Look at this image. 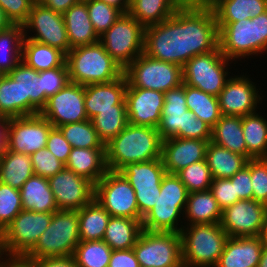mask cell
I'll list each match as a JSON object with an SVG mask.
<instances>
[{"mask_svg":"<svg viewBox=\"0 0 267 267\" xmlns=\"http://www.w3.org/2000/svg\"><path fill=\"white\" fill-rule=\"evenodd\" d=\"M218 37L221 53L234 66L237 60L262 56L267 53V11L250 19L218 24Z\"/></svg>","mask_w":267,"mask_h":267,"instance_id":"277c9868","label":"cell"},{"mask_svg":"<svg viewBox=\"0 0 267 267\" xmlns=\"http://www.w3.org/2000/svg\"><path fill=\"white\" fill-rule=\"evenodd\" d=\"M135 191L140 220L154 207L166 174L162 159L130 163L119 171Z\"/></svg>","mask_w":267,"mask_h":267,"instance_id":"2e32d148","label":"cell"},{"mask_svg":"<svg viewBox=\"0 0 267 267\" xmlns=\"http://www.w3.org/2000/svg\"><path fill=\"white\" fill-rule=\"evenodd\" d=\"M12 267H29V265L26 262L19 259Z\"/></svg>","mask_w":267,"mask_h":267,"instance_id":"003e7915","label":"cell"},{"mask_svg":"<svg viewBox=\"0 0 267 267\" xmlns=\"http://www.w3.org/2000/svg\"><path fill=\"white\" fill-rule=\"evenodd\" d=\"M262 236L267 239V207L265 211V227Z\"/></svg>","mask_w":267,"mask_h":267,"instance_id":"a7ac6f4b","label":"cell"},{"mask_svg":"<svg viewBox=\"0 0 267 267\" xmlns=\"http://www.w3.org/2000/svg\"><path fill=\"white\" fill-rule=\"evenodd\" d=\"M249 76L244 72H241V75L231 74L217 96L222 115L243 117L255 113L259 110V105H263L264 96L261 94L263 91L259 92L256 82Z\"/></svg>","mask_w":267,"mask_h":267,"instance_id":"ac0fdd59","label":"cell"},{"mask_svg":"<svg viewBox=\"0 0 267 267\" xmlns=\"http://www.w3.org/2000/svg\"><path fill=\"white\" fill-rule=\"evenodd\" d=\"M258 267H267V239L264 241V246L261 252Z\"/></svg>","mask_w":267,"mask_h":267,"instance_id":"03108f58","label":"cell"},{"mask_svg":"<svg viewBox=\"0 0 267 267\" xmlns=\"http://www.w3.org/2000/svg\"><path fill=\"white\" fill-rule=\"evenodd\" d=\"M52 124L41 114L9 119L6 149L31 155L45 148Z\"/></svg>","mask_w":267,"mask_h":267,"instance_id":"d6986e66","label":"cell"},{"mask_svg":"<svg viewBox=\"0 0 267 267\" xmlns=\"http://www.w3.org/2000/svg\"><path fill=\"white\" fill-rule=\"evenodd\" d=\"M9 117L0 115V157L6 148V136Z\"/></svg>","mask_w":267,"mask_h":267,"instance_id":"94428289","label":"cell"},{"mask_svg":"<svg viewBox=\"0 0 267 267\" xmlns=\"http://www.w3.org/2000/svg\"><path fill=\"white\" fill-rule=\"evenodd\" d=\"M72 148H105L91 120L74 122L58 127Z\"/></svg>","mask_w":267,"mask_h":267,"instance_id":"ee69618b","label":"cell"},{"mask_svg":"<svg viewBox=\"0 0 267 267\" xmlns=\"http://www.w3.org/2000/svg\"><path fill=\"white\" fill-rule=\"evenodd\" d=\"M22 61L41 72L62 67L66 62V55L49 45L24 38Z\"/></svg>","mask_w":267,"mask_h":267,"instance_id":"d590c367","label":"cell"},{"mask_svg":"<svg viewBox=\"0 0 267 267\" xmlns=\"http://www.w3.org/2000/svg\"><path fill=\"white\" fill-rule=\"evenodd\" d=\"M252 199L267 205V158L251 159Z\"/></svg>","mask_w":267,"mask_h":267,"instance_id":"681fc988","label":"cell"},{"mask_svg":"<svg viewBox=\"0 0 267 267\" xmlns=\"http://www.w3.org/2000/svg\"><path fill=\"white\" fill-rule=\"evenodd\" d=\"M187 197L188 191L179 177L166 173L154 207L142 219V229L180 233L184 226L181 217H184Z\"/></svg>","mask_w":267,"mask_h":267,"instance_id":"52a82bcc","label":"cell"},{"mask_svg":"<svg viewBox=\"0 0 267 267\" xmlns=\"http://www.w3.org/2000/svg\"><path fill=\"white\" fill-rule=\"evenodd\" d=\"M205 160L213 178H231L249 161L247 157L233 153L212 141L208 143Z\"/></svg>","mask_w":267,"mask_h":267,"instance_id":"e575fe53","label":"cell"},{"mask_svg":"<svg viewBox=\"0 0 267 267\" xmlns=\"http://www.w3.org/2000/svg\"><path fill=\"white\" fill-rule=\"evenodd\" d=\"M22 210L20 190L0 182V234Z\"/></svg>","mask_w":267,"mask_h":267,"instance_id":"7dc6e473","label":"cell"},{"mask_svg":"<svg viewBox=\"0 0 267 267\" xmlns=\"http://www.w3.org/2000/svg\"><path fill=\"white\" fill-rule=\"evenodd\" d=\"M209 141L172 137L162 141L161 159L166 173L176 174L183 168L205 160Z\"/></svg>","mask_w":267,"mask_h":267,"instance_id":"cb8c5ba5","label":"cell"},{"mask_svg":"<svg viewBox=\"0 0 267 267\" xmlns=\"http://www.w3.org/2000/svg\"><path fill=\"white\" fill-rule=\"evenodd\" d=\"M108 267H140L133 248L113 250Z\"/></svg>","mask_w":267,"mask_h":267,"instance_id":"6f0895ef","label":"cell"},{"mask_svg":"<svg viewBox=\"0 0 267 267\" xmlns=\"http://www.w3.org/2000/svg\"><path fill=\"white\" fill-rule=\"evenodd\" d=\"M111 215L93 199L78 210L80 241L103 240Z\"/></svg>","mask_w":267,"mask_h":267,"instance_id":"8d00e7d4","label":"cell"},{"mask_svg":"<svg viewBox=\"0 0 267 267\" xmlns=\"http://www.w3.org/2000/svg\"><path fill=\"white\" fill-rule=\"evenodd\" d=\"M267 205L253 199H241L222 210L220 225L229 237L261 236Z\"/></svg>","mask_w":267,"mask_h":267,"instance_id":"ffe728a7","label":"cell"},{"mask_svg":"<svg viewBox=\"0 0 267 267\" xmlns=\"http://www.w3.org/2000/svg\"><path fill=\"white\" fill-rule=\"evenodd\" d=\"M142 220L127 217H111L103 241L112 250H127L134 247L141 231Z\"/></svg>","mask_w":267,"mask_h":267,"instance_id":"836d02e7","label":"cell"},{"mask_svg":"<svg viewBox=\"0 0 267 267\" xmlns=\"http://www.w3.org/2000/svg\"><path fill=\"white\" fill-rule=\"evenodd\" d=\"M221 216L222 209L210 190L188 193L184 226L220 223Z\"/></svg>","mask_w":267,"mask_h":267,"instance_id":"f1b7e54d","label":"cell"},{"mask_svg":"<svg viewBox=\"0 0 267 267\" xmlns=\"http://www.w3.org/2000/svg\"><path fill=\"white\" fill-rule=\"evenodd\" d=\"M185 98L187 109L211 128L222 116L217 96L185 84Z\"/></svg>","mask_w":267,"mask_h":267,"instance_id":"b9f144b4","label":"cell"},{"mask_svg":"<svg viewBox=\"0 0 267 267\" xmlns=\"http://www.w3.org/2000/svg\"><path fill=\"white\" fill-rule=\"evenodd\" d=\"M65 167L95 185L108 171L105 148H72Z\"/></svg>","mask_w":267,"mask_h":267,"instance_id":"83f0119b","label":"cell"},{"mask_svg":"<svg viewBox=\"0 0 267 267\" xmlns=\"http://www.w3.org/2000/svg\"><path fill=\"white\" fill-rule=\"evenodd\" d=\"M128 82L123 74L120 78L107 83L85 85L84 106L91 120L100 111L114 109L125 99Z\"/></svg>","mask_w":267,"mask_h":267,"instance_id":"484cf974","label":"cell"},{"mask_svg":"<svg viewBox=\"0 0 267 267\" xmlns=\"http://www.w3.org/2000/svg\"><path fill=\"white\" fill-rule=\"evenodd\" d=\"M219 47L218 24L212 8H178L172 16L145 28L144 54L180 65Z\"/></svg>","mask_w":267,"mask_h":267,"instance_id":"6da1fadb","label":"cell"},{"mask_svg":"<svg viewBox=\"0 0 267 267\" xmlns=\"http://www.w3.org/2000/svg\"><path fill=\"white\" fill-rule=\"evenodd\" d=\"M127 87H139L160 92L179 87L183 83L182 67L153 59L142 53L123 71Z\"/></svg>","mask_w":267,"mask_h":267,"instance_id":"7c38bea8","label":"cell"},{"mask_svg":"<svg viewBox=\"0 0 267 267\" xmlns=\"http://www.w3.org/2000/svg\"><path fill=\"white\" fill-rule=\"evenodd\" d=\"M85 86L71 81L51 95L46 106L40 114L46 118L53 127L88 120L85 106Z\"/></svg>","mask_w":267,"mask_h":267,"instance_id":"44dd1931","label":"cell"},{"mask_svg":"<svg viewBox=\"0 0 267 267\" xmlns=\"http://www.w3.org/2000/svg\"><path fill=\"white\" fill-rule=\"evenodd\" d=\"M48 181L59 210H80L94 199V184L66 167Z\"/></svg>","mask_w":267,"mask_h":267,"instance_id":"7402d4cb","label":"cell"},{"mask_svg":"<svg viewBox=\"0 0 267 267\" xmlns=\"http://www.w3.org/2000/svg\"><path fill=\"white\" fill-rule=\"evenodd\" d=\"M38 74L21 61L0 77V115L13 118L40 114L48 97L41 90Z\"/></svg>","mask_w":267,"mask_h":267,"instance_id":"7a4b0ae2","label":"cell"},{"mask_svg":"<svg viewBox=\"0 0 267 267\" xmlns=\"http://www.w3.org/2000/svg\"><path fill=\"white\" fill-rule=\"evenodd\" d=\"M46 148L65 165L72 146L65 139L61 130L53 127L49 132Z\"/></svg>","mask_w":267,"mask_h":267,"instance_id":"db71d44e","label":"cell"},{"mask_svg":"<svg viewBox=\"0 0 267 267\" xmlns=\"http://www.w3.org/2000/svg\"><path fill=\"white\" fill-rule=\"evenodd\" d=\"M23 210L54 213L59 210L48 178L33 175L20 189Z\"/></svg>","mask_w":267,"mask_h":267,"instance_id":"f546056e","label":"cell"},{"mask_svg":"<svg viewBox=\"0 0 267 267\" xmlns=\"http://www.w3.org/2000/svg\"><path fill=\"white\" fill-rule=\"evenodd\" d=\"M219 0H177L180 8H212Z\"/></svg>","mask_w":267,"mask_h":267,"instance_id":"91938a15","label":"cell"},{"mask_svg":"<svg viewBox=\"0 0 267 267\" xmlns=\"http://www.w3.org/2000/svg\"><path fill=\"white\" fill-rule=\"evenodd\" d=\"M99 138L107 144L116 137L128 124L127 105L124 99L114 109L100 111L91 119Z\"/></svg>","mask_w":267,"mask_h":267,"instance_id":"ab89813d","label":"cell"},{"mask_svg":"<svg viewBox=\"0 0 267 267\" xmlns=\"http://www.w3.org/2000/svg\"><path fill=\"white\" fill-rule=\"evenodd\" d=\"M232 63L221 53L219 47L215 51L196 55L182 67L183 83L218 96L231 77L228 70Z\"/></svg>","mask_w":267,"mask_h":267,"instance_id":"8fae6325","label":"cell"},{"mask_svg":"<svg viewBox=\"0 0 267 267\" xmlns=\"http://www.w3.org/2000/svg\"><path fill=\"white\" fill-rule=\"evenodd\" d=\"M230 179L235 182V196H238V200L252 199L251 159L242 170L235 173Z\"/></svg>","mask_w":267,"mask_h":267,"instance_id":"11a10c76","label":"cell"},{"mask_svg":"<svg viewBox=\"0 0 267 267\" xmlns=\"http://www.w3.org/2000/svg\"><path fill=\"white\" fill-rule=\"evenodd\" d=\"M67 38L71 49L99 42L89 18L87 4L80 0L63 14Z\"/></svg>","mask_w":267,"mask_h":267,"instance_id":"4316f807","label":"cell"},{"mask_svg":"<svg viewBox=\"0 0 267 267\" xmlns=\"http://www.w3.org/2000/svg\"><path fill=\"white\" fill-rule=\"evenodd\" d=\"M11 25V22L7 19L4 11L0 7V32L8 29Z\"/></svg>","mask_w":267,"mask_h":267,"instance_id":"e7e4bbea","label":"cell"},{"mask_svg":"<svg viewBox=\"0 0 267 267\" xmlns=\"http://www.w3.org/2000/svg\"><path fill=\"white\" fill-rule=\"evenodd\" d=\"M5 73L0 69V77L3 76Z\"/></svg>","mask_w":267,"mask_h":267,"instance_id":"89a4df30","label":"cell"},{"mask_svg":"<svg viewBox=\"0 0 267 267\" xmlns=\"http://www.w3.org/2000/svg\"><path fill=\"white\" fill-rule=\"evenodd\" d=\"M212 10L217 24H229L264 13L267 0H219Z\"/></svg>","mask_w":267,"mask_h":267,"instance_id":"d6a6232c","label":"cell"},{"mask_svg":"<svg viewBox=\"0 0 267 267\" xmlns=\"http://www.w3.org/2000/svg\"><path fill=\"white\" fill-rule=\"evenodd\" d=\"M79 243L78 210H57L36 245L21 260L72 256Z\"/></svg>","mask_w":267,"mask_h":267,"instance_id":"9c48e42d","label":"cell"},{"mask_svg":"<svg viewBox=\"0 0 267 267\" xmlns=\"http://www.w3.org/2000/svg\"><path fill=\"white\" fill-rule=\"evenodd\" d=\"M145 28L129 13H122L100 36L99 42L110 56L125 69L144 52Z\"/></svg>","mask_w":267,"mask_h":267,"instance_id":"5bb4252c","label":"cell"},{"mask_svg":"<svg viewBox=\"0 0 267 267\" xmlns=\"http://www.w3.org/2000/svg\"><path fill=\"white\" fill-rule=\"evenodd\" d=\"M29 267H78L75 257L72 256H56L44 257L37 260H22Z\"/></svg>","mask_w":267,"mask_h":267,"instance_id":"9f6ffc18","label":"cell"},{"mask_svg":"<svg viewBox=\"0 0 267 267\" xmlns=\"http://www.w3.org/2000/svg\"><path fill=\"white\" fill-rule=\"evenodd\" d=\"M133 250L140 267H184L180 233L142 230Z\"/></svg>","mask_w":267,"mask_h":267,"instance_id":"4fadbf2b","label":"cell"},{"mask_svg":"<svg viewBox=\"0 0 267 267\" xmlns=\"http://www.w3.org/2000/svg\"><path fill=\"white\" fill-rule=\"evenodd\" d=\"M180 234L184 267H215L229 238L219 223L183 226Z\"/></svg>","mask_w":267,"mask_h":267,"instance_id":"ba28073f","label":"cell"},{"mask_svg":"<svg viewBox=\"0 0 267 267\" xmlns=\"http://www.w3.org/2000/svg\"><path fill=\"white\" fill-rule=\"evenodd\" d=\"M112 251L103 240L80 241L73 256L78 267H108Z\"/></svg>","mask_w":267,"mask_h":267,"instance_id":"7bdbcfd3","label":"cell"},{"mask_svg":"<svg viewBox=\"0 0 267 267\" xmlns=\"http://www.w3.org/2000/svg\"><path fill=\"white\" fill-rule=\"evenodd\" d=\"M258 111L242 117L247 158H267V120Z\"/></svg>","mask_w":267,"mask_h":267,"instance_id":"f35d334b","label":"cell"},{"mask_svg":"<svg viewBox=\"0 0 267 267\" xmlns=\"http://www.w3.org/2000/svg\"><path fill=\"white\" fill-rule=\"evenodd\" d=\"M19 259L0 253V267H12Z\"/></svg>","mask_w":267,"mask_h":267,"instance_id":"be15d7a7","label":"cell"},{"mask_svg":"<svg viewBox=\"0 0 267 267\" xmlns=\"http://www.w3.org/2000/svg\"><path fill=\"white\" fill-rule=\"evenodd\" d=\"M65 63L69 81L84 86L111 82L124 71L100 42L70 49Z\"/></svg>","mask_w":267,"mask_h":267,"instance_id":"5b68a950","label":"cell"},{"mask_svg":"<svg viewBox=\"0 0 267 267\" xmlns=\"http://www.w3.org/2000/svg\"><path fill=\"white\" fill-rule=\"evenodd\" d=\"M210 191L222 210L238 201V196H235V182L230 178H213Z\"/></svg>","mask_w":267,"mask_h":267,"instance_id":"f5cc1de1","label":"cell"},{"mask_svg":"<svg viewBox=\"0 0 267 267\" xmlns=\"http://www.w3.org/2000/svg\"><path fill=\"white\" fill-rule=\"evenodd\" d=\"M87 4L89 18L96 34L103 35L123 13L118 8L100 0H83Z\"/></svg>","mask_w":267,"mask_h":267,"instance_id":"bcb514c9","label":"cell"},{"mask_svg":"<svg viewBox=\"0 0 267 267\" xmlns=\"http://www.w3.org/2000/svg\"><path fill=\"white\" fill-rule=\"evenodd\" d=\"M34 175L49 178L61 171L65 165L46 147L30 155Z\"/></svg>","mask_w":267,"mask_h":267,"instance_id":"c3c4849f","label":"cell"},{"mask_svg":"<svg viewBox=\"0 0 267 267\" xmlns=\"http://www.w3.org/2000/svg\"><path fill=\"white\" fill-rule=\"evenodd\" d=\"M157 130L162 140L177 137L211 141L212 128L187 109L184 83L164 93Z\"/></svg>","mask_w":267,"mask_h":267,"instance_id":"8992f818","label":"cell"},{"mask_svg":"<svg viewBox=\"0 0 267 267\" xmlns=\"http://www.w3.org/2000/svg\"><path fill=\"white\" fill-rule=\"evenodd\" d=\"M36 0H0V7L12 25H23Z\"/></svg>","mask_w":267,"mask_h":267,"instance_id":"816d5d0a","label":"cell"},{"mask_svg":"<svg viewBox=\"0 0 267 267\" xmlns=\"http://www.w3.org/2000/svg\"><path fill=\"white\" fill-rule=\"evenodd\" d=\"M24 38L22 25H11L0 32V69L5 74L22 61Z\"/></svg>","mask_w":267,"mask_h":267,"instance_id":"60d3db41","label":"cell"},{"mask_svg":"<svg viewBox=\"0 0 267 267\" xmlns=\"http://www.w3.org/2000/svg\"><path fill=\"white\" fill-rule=\"evenodd\" d=\"M162 141L157 128L128 123L105 144L107 169L119 172L127 164L161 158Z\"/></svg>","mask_w":267,"mask_h":267,"instance_id":"3957f363","label":"cell"},{"mask_svg":"<svg viewBox=\"0 0 267 267\" xmlns=\"http://www.w3.org/2000/svg\"><path fill=\"white\" fill-rule=\"evenodd\" d=\"M105 2L106 4L112 5L123 13H128L130 8V0H100Z\"/></svg>","mask_w":267,"mask_h":267,"instance_id":"6125c7cd","label":"cell"},{"mask_svg":"<svg viewBox=\"0 0 267 267\" xmlns=\"http://www.w3.org/2000/svg\"><path fill=\"white\" fill-rule=\"evenodd\" d=\"M211 141L233 153L247 157L241 116L222 115L212 127Z\"/></svg>","mask_w":267,"mask_h":267,"instance_id":"1f68e13d","label":"cell"},{"mask_svg":"<svg viewBox=\"0 0 267 267\" xmlns=\"http://www.w3.org/2000/svg\"><path fill=\"white\" fill-rule=\"evenodd\" d=\"M34 175L31 156L5 148L0 157V182L20 190Z\"/></svg>","mask_w":267,"mask_h":267,"instance_id":"4dcf8cb0","label":"cell"},{"mask_svg":"<svg viewBox=\"0 0 267 267\" xmlns=\"http://www.w3.org/2000/svg\"><path fill=\"white\" fill-rule=\"evenodd\" d=\"M265 238L229 237L215 267H258Z\"/></svg>","mask_w":267,"mask_h":267,"instance_id":"d4e9b609","label":"cell"},{"mask_svg":"<svg viewBox=\"0 0 267 267\" xmlns=\"http://www.w3.org/2000/svg\"><path fill=\"white\" fill-rule=\"evenodd\" d=\"M176 175L185 185L188 193L210 190L213 181V176L206 160L192 163L178 171Z\"/></svg>","mask_w":267,"mask_h":267,"instance_id":"f6af8a7d","label":"cell"},{"mask_svg":"<svg viewBox=\"0 0 267 267\" xmlns=\"http://www.w3.org/2000/svg\"><path fill=\"white\" fill-rule=\"evenodd\" d=\"M37 80L40 82L41 90L49 98L69 81L66 63L62 67L39 72Z\"/></svg>","mask_w":267,"mask_h":267,"instance_id":"f907efd6","label":"cell"},{"mask_svg":"<svg viewBox=\"0 0 267 267\" xmlns=\"http://www.w3.org/2000/svg\"><path fill=\"white\" fill-rule=\"evenodd\" d=\"M94 199L111 217L140 220L135 191L120 172L105 173L94 185Z\"/></svg>","mask_w":267,"mask_h":267,"instance_id":"9a60e30c","label":"cell"},{"mask_svg":"<svg viewBox=\"0 0 267 267\" xmlns=\"http://www.w3.org/2000/svg\"><path fill=\"white\" fill-rule=\"evenodd\" d=\"M52 216L22 210L0 234V253L22 259L48 228Z\"/></svg>","mask_w":267,"mask_h":267,"instance_id":"30bf717a","label":"cell"},{"mask_svg":"<svg viewBox=\"0 0 267 267\" xmlns=\"http://www.w3.org/2000/svg\"><path fill=\"white\" fill-rule=\"evenodd\" d=\"M128 123L157 128L164 106V93L139 87H127L125 92Z\"/></svg>","mask_w":267,"mask_h":267,"instance_id":"603a6c76","label":"cell"},{"mask_svg":"<svg viewBox=\"0 0 267 267\" xmlns=\"http://www.w3.org/2000/svg\"><path fill=\"white\" fill-rule=\"evenodd\" d=\"M80 0H36L37 3L52 9L54 12L64 14L70 7Z\"/></svg>","mask_w":267,"mask_h":267,"instance_id":"680465c9","label":"cell"},{"mask_svg":"<svg viewBox=\"0 0 267 267\" xmlns=\"http://www.w3.org/2000/svg\"><path fill=\"white\" fill-rule=\"evenodd\" d=\"M178 8L177 0H130L128 13L146 28L168 19Z\"/></svg>","mask_w":267,"mask_h":267,"instance_id":"74e56055","label":"cell"},{"mask_svg":"<svg viewBox=\"0 0 267 267\" xmlns=\"http://www.w3.org/2000/svg\"><path fill=\"white\" fill-rule=\"evenodd\" d=\"M22 26L24 37L27 39L49 45L62 51L65 55L71 49L63 14L35 2Z\"/></svg>","mask_w":267,"mask_h":267,"instance_id":"e0dca14e","label":"cell"}]
</instances>
